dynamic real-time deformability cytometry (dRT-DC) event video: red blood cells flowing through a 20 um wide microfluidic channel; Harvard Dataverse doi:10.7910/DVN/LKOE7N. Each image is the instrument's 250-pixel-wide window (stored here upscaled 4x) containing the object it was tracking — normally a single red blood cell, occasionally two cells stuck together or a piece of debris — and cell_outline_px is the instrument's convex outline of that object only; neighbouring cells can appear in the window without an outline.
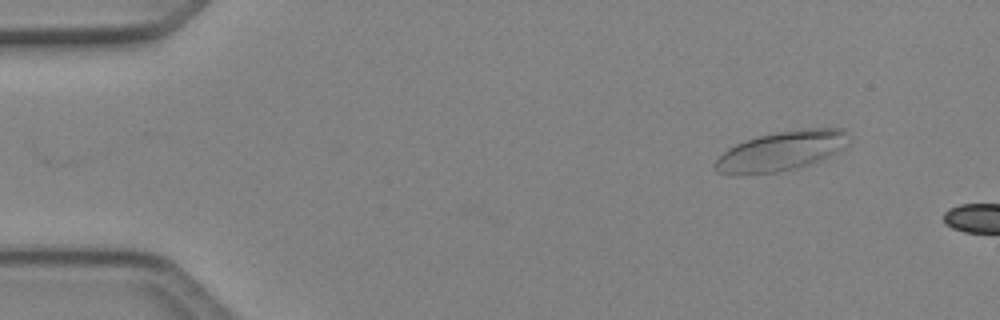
{"species": "Egyptian fruit bat (a non-hibernating species)", "species_latin": "Rousettus aegyptiacus", "temperature_condition": "cold", "stored_images_in_passage": 2, "camera_frame_rate_fps": 3000, "um_per_image_px": 0.085, "animal": {"sex": "female"}, "frame": {"image": 1, "passage_image": 1, "time_ms": 0.0, "image_size_px": [1000, 320], "cell_outline_px": [[852, 140], [848, 144], [836, 152], [812, 164], [796, 168], [776, 172], [732, 176], [716, 172], [716, 160], [728, 148], [736, 144], [760, 136], [776, 132], [800, 128], [844, 128], [852, 136]], "centroid_in_image_um": [66.47, 12.83], "position_along_channel_um": 18.5, "area_um2": 31.1}}